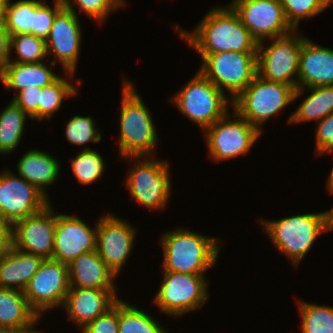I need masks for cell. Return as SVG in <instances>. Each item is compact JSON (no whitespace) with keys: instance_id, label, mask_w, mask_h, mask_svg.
Instances as JSON below:
<instances>
[{"instance_id":"obj_1","label":"cell","mask_w":333,"mask_h":333,"mask_svg":"<svg viewBox=\"0 0 333 333\" xmlns=\"http://www.w3.org/2000/svg\"><path fill=\"white\" fill-rule=\"evenodd\" d=\"M174 28L201 58L219 52H257V40L230 5L210 9L193 32Z\"/></svg>"},{"instance_id":"obj_2","label":"cell","mask_w":333,"mask_h":333,"mask_svg":"<svg viewBox=\"0 0 333 333\" xmlns=\"http://www.w3.org/2000/svg\"><path fill=\"white\" fill-rule=\"evenodd\" d=\"M220 240L185 228L166 231L159 242L163 249V271L205 274L217 262Z\"/></svg>"},{"instance_id":"obj_3","label":"cell","mask_w":333,"mask_h":333,"mask_svg":"<svg viewBox=\"0 0 333 333\" xmlns=\"http://www.w3.org/2000/svg\"><path fill=\"white\" fill-rule=\"evenodd\" d=\"M134 88L133 83L123 79L121 93L119 155L124 157L152 156L158 134L149 109Z\"/></svg>"},{"instance_id":"obj_4","label":"cell","mask_w":333,"mask_h":333,"mask_svg":"<svg viewBox=\"0 0 333 333\" xmlns=\"http://www.w3.org/2000/svg\"><path fill=\"white\" fill-rule=\"evenodd\" d=\"M260 224L272 244L297 267L317 237L331 230L330 210L298 214L273 221L262 218Z\"/></svg>"},{"instance_id":"obj_5","label":"cell","mask_w":333,"mask_h":333,"mask_svg":"<svg viewBox=\"0 0 333 333\" xmlns=\"http://www.w3.org/2000/svg\"><path fill=\"white\" fill-rule=\"evenodd\" d=\"M225 94L197 71L172 97L171 102L175 103L186 118L205 130L223 118L228 113L229 106H232L231 99Z\"/></svg>"},{"instance_id":"obj_6","label":"cell","mask_w":333,"mask_h":333,"mask_svg":"<svg viewBox=\"0 0 333 333\" xmlns=\"http://www.w3.org/2000/svg\"><path fill=\"white\" fill-rule=\"evenodd\" d=\"M124 158L134 162L125 180L131 199L149 209H165L172 188L168 161L152 156Z\"/></svg>"},{"instance_id":"obj_7","label":"cell","mask_w":333,"mask_h":333,"mask_svg":"<svg viewBox=\"0 0 333 333\" xmlns=\"http://www.w3.org/2000/svg\"><path fill=\"white\" fill-rule=\"evenodd\" d=\"M294 91L288 84L268 81L256 75L250 85L232 101L231 107L262 131L260 125L294 102Z\"/></svg>"},{"instance_id":"obj_8","label":"cell","mask_w":333,"mask_h":333,"mask_svg":"<svg viewBox=\"0 0 333 333\" xmlns=\"http://www.w3.org/2000/svg\"><path fill=\"white\" fill-rule=\"evenodd\" d=\"M233 101L257 75V52H219L202 58L198 70Z\"/></svg>"},{"instance_id":"obj_9","label":"cell","mask_w":333,"mask_h":333,"mask_svg":"<svg viewBox=\"0 0 333 333\" xmlns=\"http://www.w3.org/2000/svg\"><path fill=\"white\" fill-rule=\"evenodd\" d=\"M307 38L294 30L288 35L271 38L273 42L267 47L264 40L258 42L257 75L265 80L288 84L297 89L299 56Z\"/></svg>"},{"instance_id":"obj_10","label":"cell","mask_w":333,"mask_h":333,"mask_svg":"<svg viewBox=\"0 0 333 333\" xmlns=\"http://www.w3.org/2000/svg\"><path fill=\"white\" fill-rule=\"evenodd\" d=\"M154 304L167 315L181 317L200 309L207 301L208 281L204 274L163 271Z\"/></svg>"},{"instance_id":"obj_11","label":"cell","mask_w":333,"mask_h":333,"mask_svg":"<svg viewBox=\"0 0 333 333\" xmlns=\"http://www.w3.org/2000/svg\"><path fill=\"white\" fill-rule=\"evenodd\" d=\"M205 129L208 157L215 162L227 161L248 154L263 132L233 111Z\"/></svg>"},{"instance_id":"obj_12","label":"cell","mask_w":333,"mask_h":333,"mask_svg":"<svg viewBox=\"0 0 333 333\" xmlns=\"http://www.w3.org/2000/svg\"><path fill=\"white\" fill-rule=\"evenodd\" d=\"M69 289L68 265L44 259L24 294L30 307L42 318L43 312L63 307Z\"/></svg>"},{"instance_id":"obj_13","label":"cell","mask_w":333,"mask_h":333,"mask_svg":"<svg viewBox=\"0 0 333 333\" xmlns=\"http://www.w3.org/2000/svg\"><path fill=\"white\" fill-rule=\"evenodd\" d=\"M230 6L257 42L295 30L287 21L280 0H233Z\"/></svg>"},{"instance_id":"obj_14","label":"cell","mask_w":333,"mask_h":333,"mask_svg":"<svg viewBox=\"0 0 333 333\" xmlns=\"http://www.w3.org/2000/svg\"><path fill=\"white\" fill-rule=\"evenodd\" d=\"M50 203L33 184L10 169L0 172V213L11 225L40 212Z\"/></svg>"},{"instance_id":"obj_15","label":"cell","mask_w":333,"mask_h":333,"mask_svg":"<svg viewBox=\"0 0 333 333\" xmlns=\"http://www.w3.org/2000/svg\"><path fill=\"white\" fill-rule=\"evenodd\" d=\"M73 11L63 7L55 16L48 37L45 39L47 56H54L50 65L60 62L66 76H75L81 48L82 29Z\"/></svg>"},{"instance_id":"obj_16","label":"cell","mask_w":333,"mask_h":333,"mask_svg":"<svg viewBox=\"0 0 333 333\" xmlns=\"http://www.w3.org/2000/svg\"><path fill=\"white\" fill-rule=\"evenodd\" d=\"M136 231L128 221L112 213L97 221V253L116 276L132 253Z\"/></svg>"},{"instance_id":"obj_17","label":"cell","mask_w":333,"mask_h":333,"mask_svg":"<svg viewBox=\"0 0 333 333\" xmlns=\"http://www.w3.org/2000/svg\"><path fill=\"white\" fill-rule=\"evenodd\" d=\"M51 203L40 212L25 217L12 225L15 249L52 259L56 213Z\"/></svg>"},{"instance_id":"obj_18","label":"cell","mask_w":333,"mask_h":333,"mask_svg":"<svg viewBox=\"0 0 333 333\" xmlns=\"http://www.w3.org/2000/svg\"><path fill=\"white\" fill-rule=\"evenodd\" d=\"M97 249V222L91 228L81 218L57 214L52 259L69 265L80 255Z\"/></svg>"},{"instance_id":"obj_19","label":"cell","mask_w":333,"mask_h":333,"mask_svg":"<svg viewBox=\"0 0 333 333\" xmlns=\"http://www.w3.org/2000/svg\"><path fill=\"white\" fill-rule=\"evenodd\" d=\"M116 292V289L70 287L63 308L82 330L120 299Z\"/></svg>"},{"instance_id":"obj_20","label":"cell","mask_w":333,"mask_h":333,"mask_svg":"<svg viewBox=\"0 0 333 333\" xmlns=\"http://www.w3.org/2000/svg\"><path fill=\"white\" fill-rule=\"evenodd\" d=\"M333 86V49L307 38L299 56L297 88Z\"/></svg>"},{"instance_id":"obj_21","label":"cell","mask_w":333,"mask_h":333,"mask_svg":"<svg viewBox=\"0 0 333 333\" xmlns=\"http://www.w3.org/2000/svg\"><path fill=\"white\" fill-rule=\"evenodd\" d=\"M70 287L115 289L117 276L101 259L97 250L80 255L68 265Z\"/></svg>"},{"instance_id":"obj_22","label":"cell","mask_w":333,"mask_h":333,"mask_svg":"<svg viewBox=\"0 0 333 333\" xmlns=\"http://www.w3.org/2000/svg\"><path fill=\"white\" fill-rule=\"evenodd\" d=\"M43 260L42 256L12 247L0 260V288L24 291Z\"/></svg>"},{"instance_id":"obj_23","label":"cell","mask_w":333,"mask_h":333,"mask_svg":"<svg viewBox=\"0 0 333 333\" xmlns=\"http://www.w3.org/2000/svg\"><path fill=\"white\" fill-rule=\"evenodd\" d=\"M17 173L33 184L48 198L47 187L53 185L60 172V163L55 157L38 149H30L17 163Z\"/></svg>"},{"instance_id":"obj_24","label":"cell","mask_w":333,"mask_h":333,"mask_svg":"<svg viewBox=\"0 0 333 333\" xmlns=\"http://www.w3.org/2000/svg\"><path fill=\"white\" fill-rule=\"evenodd\" d=\"M59 76L44 62H9L0 73V81L6 88L19 92L27 87L43 88L54 82Z\"/></svg>"},{"instance_id":"obj_25","label":"cell","mask_w":333,"mask_h":333,"mask_svg":"<svg viewBox=\"0 0 333 333\" xmlns=\"http://www.w3.org/2000/svg\"><path fill=\"white\" fill-rule=\"evenodd\" d=\"M40 319L24 291L0 288V330L24 329Z\"/></svg>"},{"instance_id":"obj_26","label":"cell","mask_w":333,"mask_h":333,"mask_svg":"<svg viewBox=\"0 0 333 333\" xmlns=\"http://www.w3.org/2000/svg\"><path fill=\"white\" fill-rule=\"evenodd\" d=\"M310 90L308 97L303 99L298 108L291 113L288 123L297 124L312 120L320 121L333 112V86H316L297 88L294 91L293 101L301 97L304 91Z\"/></svg>"},{"instance_id":"obj_27","label":"cell","mask_w":333,"mask_h":333,"mask_svg":"<svg viewBox=\"0 0 333 333\" xmlns=\"http://www.w3.org/2000/svg\"><path fill=\"white\" fill-rule=\"evenodd\" d=\"M29 117L12 100L0 114V154L9 155L17 149L25 130V122Z\"/></svg>"},{"instance_id":"obj_28","label":"cell","mask_w":333,"mask_h":333,"mask_svg":"<svg viewBox=\"0 0 333 333\" xmlns=\"http://www.w3.org/2000/svg\"><path fill=\"white\" fill-rule=\"evenodd\" d=\"M155 318L119 299L118 333H168Z\"/></svg>"},{"instance_id":"obj_29","label":"cell","mask_w":333,"mask_h":333,"mask_svg":"<svg viewBox=\"0 0 333 333\" xmlns=\"http://www.w3.org/2000/svg\"><path fill=\"white\" fill-rule=\"evenodd\" d=\"M76 88L71 81L62 76L44 86L39 98V121L50 119L60 109L65 98L78 95Z\"/></svg>"},{"instance_id":"obj_30","label":"cell","mask_w":333,"mask_h":333,"mask_svg":"<svg viewBox=\"0 0 333 333\" xmlns=\"http://www.w3.org/2000/svg\"><path fill=\"white\" fill-rule=\"evenodd\" d=\"M44 0H9L6 10L5 27L10 36L22 33L33 35V21L36 8Z\"/></svg>"},{"instance_id":"obj_31","label":"cell","mask_w":333,"mask_h":333,"mask_svg":"<svg viewBox=\"0 0 333 333\" xmlns=\"http://www.w3.org/2000/svg\"><path fill=\"white\" fill-rule=\"evenodd\" d=\"M301 333H333V307L316 303L298 302Z\"/></svg>"},{"instance_id":"obj_32","label":"cell","mask_w":333,"mask_h":333,"mask_svg":"<svg viewBox=\"0 0 333 333\" xmlns=\"http://www.w3.org/2000/svg\"><path fill=\"white\" fill-rule=\"evenodd\" d=\"M72 171L82 185L95 183L103 176L105 163L102 155L85 146L76 157L70 159Z\"/></svg>"},{"instance_id":"obj_33","label":"cell","mask_w":333,"mask_h":333,"mask_svg":"<svg viewBox=\"0 0 333 333\" xmlns=\"http://www.w3.org/2000/svg\"><path fill=\"white\" fill-rule=\"evenodd\" d=\"M14 49L17 59L10 58V62L35 63L42 62L47 57L45 39L31 33L10 36V50Z\"/></svg>"},{"instance_id":"obj_34","label":"cell","mask_w":333,"mask_h":333,"mask_svg":"<svg viewBox=\"0 0 333 333\" xmlns=\"http://www.w3.org/2000/svg\"><path fill=\"white\" fill-rule=\"evenodd\" d=\"M66 137L71 144L86 145L89 142H100L102 135L90 116L75 115L66 125Z\"/></svg>"},{"instance_id":"obj_35","label":"cell","mask_w":333,"mask_h":333,"mask_svg":"<svg viewBox=\"0 0 333 333\" xmlns=\"http://www.w3.org/2000/svg\"><path fill=\"white\" fill-rule=\"evenodd\" d=\"M63 6L76 14L75 6L81 12L91 17L94 21L100 22L107 20V17L120 7L125 5V0H62Z\"/></svg>"},{"instance_id":"obj_36","label":"cell","mask_w":333,"mask_h":333,"mask_svg":"<svg viewBox=\"0 0 333 333\" xmlns=\"http://www.w3.org/2000/svg\"><path fill=\"white\" fill-rule=\"evenodd\" d=\"M289 24L298 29L300 20L313 18L327 8L326 0H280Z\"/></svg>"},{"instance_id":"obj_37","label":"cell","mask_w":333,"mask_h":333,"mask_svg":"<svg viewBox=\"0 0 333 333\" xmlns=\"http://www.w3.org/2000/svg\"><path fill=\"white\" fill-rule=\"evenodd\" d=\"M54 7L43 1L35 10L33 35L46 39L53 25L56 14L64 7L62 0H55Z\"/></svg>"},{"instance_id":"obj_38","label":"cell","mask_w":333,"mask_h":333,"mask_svg":"<svg viewBox=\"0 0 333 333\" xmlns=\"http://www.w3.org/2000/svg\"><path fill=\"white\" fill-rule=\"evenodd\" d=\"M119 300L104 314L84 327L81 333H118Z\"/></svg>"},{"instance_id":"obj_39","label":"cell","mask_w":333,"mask_h":333,"mask_svg":"<svg viewBox=\"0 0 333 333\" xmlns=\"http://www.w3.org/2000/svg\"><path fill=\"white\" fill-rule=\"evenodd\" d=\"M42 88L27 87L17 92L12 98V101L17 104L28 116L34 121L39 120V98Z\"/></svg>"},{"instance_id":"obj_40","label":"cell","mask_w":333,"mask_h":333,"mask_svg":"<svg viewBox=\"0 0 333 333\" xmlns=\"http://www.w3.org/2000/svg\"><path fill=\"white\" fill-rule=\"evenodd\" d=\"M315 152L319 155L333 151V112L322 118L315 129Z\"/></svg>"},{"instance_id":"obj_41","label":"cell","mask_w":333,"mask_h":333,"mask_svg":"<svg viewBox=\"0 0 333 333\" xmlns=\"http://www.w3.org/2000/svg\"><path fill=\"white\" fill-rule=\"evenodd\" d=\"M10 34L5 27V24H0V73L10 62Z\"/></svg>"},{"instance_id":"obj_42","label":"cell","mask_w":333,"mask_h":333,"mask_svg":"<svg viewBox=\"0 0 333 333\" xmlns=\"http://www.w3.org/2000/svg\"><path fill=\"white\" fill-rule=\"evenodd\" d=\"M12 247V235H0V260L10 252Z\"/></svg>"},{"instance_id":"obj_43","label":"cell","mask_w":333,"mask_h":333,"mask_svg":"<svg viewBox=\"0 0 333 333\" xmlns=\"http://www.w3.org/2000/svg\"><path fill=\"white\" fill-rule=\"evenodd\" d=\"M0 235H12V225L0 213Z\"/></svg>"},{"instance_id":"obj_44","label":"cell","mask_w":333,"mask_h":333,"mask_svg":"<svg viewBox=\"0 0 333 333\" xmlns=\"http://www.w3.org/2000/svg\"><path fill=\"white\" fill-rule=\"evenodd\" d=\"M8 2L9 0H0V24L5 23Z\"/></svg>"},{"instance_id":"obj_45","label":"cell","mask_w":333,"mask_h":333,"mask_svg":"<svg viewBox=\"0 0 333 333\" xmlns=\"http://www.w3.org/2000/svg\"><path fill=\"white\" fill-rule=\"evenodd\" d=\"M37 323H35L34 325L30 326V327H26L24 329H17V330H8V333H43L39 330H35L34 326L36 325Z\"/></svg>"},{"instance_id":"obj_46","label":"cell","mask_w":333,"mask_h":333,"mask_svg":"<svg viewBox=\"0 0 333 333\" xmlns=\"http://www.w3.org/2000/svg\"><path fill=\"white\" fill-rule=\"evenodd\" d=\"M328 181L326 182L327 184V189L329 190V192H331V194L333 193V167L332 170L328 176Z\"/></svg>"},{"instance_id":"obj_47","label":"cell","mask_w":333,"mask_h":333,"mask_svg":"<svg viewBox=\"0 0 333 333\" xmlns=\"http://www.w3.org/2000/svg\"><path fill=\"white\" fill-rule=\"evenodd\" d=\"M330 226L331 230H333V208L330 209Z\"/></svg>"},{"instance_id":"obj_48","label":"cell","mask_w":333,"mask_h":333,"mask_svg":"<svg viewBox=\"0 0 333 333\" xmlns=\"http://www.w3.org/2000/svg\"><path fill=\"white\" fill-rule=\"evenodd\" d=\"M332 3H333V0H326L327 7H329L330 4H332Z\"/></svg>"},{"instance_id":"obj_49","label":"cell","mask_w":333,"mask_h":333,"mask_svg":"<svg viewBox=\"0 0 333 333\" xmlns=\"http://www.w3.org/2000/svg\"><path fill=\"white\" fill-rule=\"evenodd\" d=\"M0 333H8V330H0Z\"/></svg>"}]
</instances>
